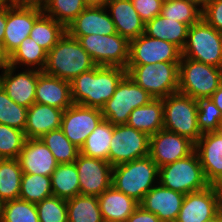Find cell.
I'll use <instances>...</instances> for the list:
<instances>
[{"label": "cell", "mask_w": 222, "mask_h": 222, "mask_svg": "<svg viewBox=\"0 0 222 222\" xmlns=\"http://www.w3.org/2000/svg\"><path fill=\"white\" fill-rule=\"evenodd\" d=\"M126 69L96 65L70 82L73 104L101 109L113 96Z\"/></svg>", "instance_id": "obj_1"}, {"label": "cell", "mask_w": 222, "mask_h": 222, "mask_svg": "<svg viewBox=\"0 0 222 222\" xmlns=\"http://www.w3.org/2000/svg\"><path fill=\"white\" fill-rule=\"evenodd\" d=\"M95 66L96 64L78 40L65 32L57 44L47 52L46 64L42 72L71 82L76 76Z\"/></svg>", "instance_id": "obj_2"}, {"label": "cell", "mask_w": 222, "mask_h": 222, "mask_svg": "<svg viewBox=\"0 0 222 222\" xmlns=\"http://www.w3.org/2000/svg\"><path fill=\"white\" fill-rule=\"evenodd\" d=\"M158 176L159 167L146 156L113 166L111 185L140 203L155 183L158 184Z\"/></svg>", "instance_id": "obj_3"}, {"label": "cell", "mask_w": 222, "mask_h": 222, "mask_svg": "<svg viewBox=\"0 0 222 222\" xmlns=\"http://www.w3.org/2000/svg\"><path fill=\"white\" fill-rule=\"evenodd\" d=\"M179 63L127 65L126 74L154 99H163L178 92Z\"/></svg>", "instance_id": "obj_4"}, {"label": "cell", "mask_w": 222, "mask_h": 222, "mask_svg": "<svg viewBox=\"0 0 222 222\" xmlns=\"http://www.w3.org/2000/svg\"><path fill=\"white\" fill-rule=\"evenodd\" d=\"M222 83V68L182 57L179 63L178 92L193 99L210 98Z\"/></svg>", "instance_id": "obj_5"}, {"label": "cell", "mask_w": 222, "mask_h": 222, "mask_svg": "<svg viewBox=\"0 0 222 222\" xmlns=\"http://www.w3.org/2000/svg\"><path fill=\"white\" fill-rule=\"evenodd\" d=\"M158 183L182 194L206 189L207 182L196 151L189 156L159 168Z\"/></svg>", "instance_id": "obj_6"}, {"label": "cell", "mask_w": 222, "mask_h": 222, "mask_svg": "<svg viewBox=\"0 0 222 222\" xmlns=\"http://www.w3.org/2000/svg\"><path fill=\"white\" fill-rule=\"evenodd\" d=\"M163 129L196 143L202 136L197 125V100L176 92L163 98Z\"/></svg>", "instance_id": "obj_7"}, {"label": "cell", "mask_w": 222, "mask_h": 222, "mask_svg": "<svg viewBox=\"0 0 222 222\" xmlns=\"http://www.w3.org/2000/svg\"><path fill=\"white\" fill-rule=\"evenodd\" d=\"M182 57L222 68V33L201 19L188 28Z\"/></svg>", "instance_id": "obj_8"}, {"label": "cell", "mask_w": 222, "mask_h": 222, "mask_svg": "<svg viewBox=\"0 0 222 222\" xmlns=\"http://www.w3.org/2000/svg\"><path fill=\"white\" fill-rule=\"evenodd\" d=\"M152 99L147 91L126 74L118 83L113 96L101 108L103 119L113 125L127 124L130 113Z\"/></svg>", "instance_id": "obj_9"}, {"label": "cell", "mask_w": 222, "mask_h": 222, "mask_svg": "<svg viewBox=\"0 0 222 222\" xmlns=\"http://www.w3.org/2000/svg\"><path fill=\"white\" fill-rule=\"evenodd\" d=\"M71 37L78 40L96 65L126 69L129 62L130 42L118 33Z\"/></svg>", "instance_id": "obj_10"}, {"label": "cell", "mask_w": 222, "mask_h": 222, "mask_svg": "<svg viewBox=\"0 0 222 222\" xmlns=\"http://www.w3.org/2000/svg\"><path fill=\"white\" fill-rule=\"evenodd\" d=\"M149 138L128 124L113 125L109 163L116 166L149 156Z\"/></svg>", "instance_id": "obj_11"}, {"label": "cell", "mask_w": 222, "mask_h": 222, "mask_svg": "<svg viewBox=\"0 0 222 222\" xmlns=\"http://www.w3.org/2000/svg\"><path fill=\"white\" fill-rule=\"evenodd\" d=\"M43 13L40 6L20 5L10 0L7 3V17L3 50L9 57L30 35L35 20Z\"/></svg>", "instance_id": "obj_12"}, {"label": "cell", "mask_w": 222, "mask_h": 222, "mask_svg": "<svg viewBox=\"0 0 222 222\" xmlns=\"http://www.w3.org/2000/svg\"><path fill=\"white\" fill-rule=\"evenodd\" d=\"M182 50L171 42L147 36L145 33L130 41L128 65L180 62Z\"/></svg>", "instance_id": "obj_13"}, {"label": "cell", "mask_w": 222, "mask_h": 222, "mask_svg": "<svg viewBox=\"0 0 222 222\" xmlns=\"http://www.w3.org/2000/svg\"><path fill=\"white\" fill-rule=\"evenodd\" d=\"M102 120L101 109L72 104L63 112L61 129L68 140L80 149Z\"/></svg>", "instance_id": "obj_14"}, {"label": "cell", "mask_w": 222, "mask_h": 222, "mask_svg": "<svg viewBox=\"0 0 222 222\" xmlns=\"http://www.w3.org/2000/svg\"><path fill=\"white\" fill-rule=\"evenodd\" d=\"M74 163L78 171L80 195L98 197L111 186L113 166L108 161L79 153Z\"/></svg>", "instance_id": "obj_15"}, {"label": "cell", "mask_w": 222, "mask_h": 222, "mask_svg": "<svg viewBox=\"0 0 222 222\" xmlns=\"http://www.w3.org/2000/svg\"><path fill=\"white\" fill-rule=\"evenodd\" d=\"M194 151L193 141L164 129L149 138V156L159 168L185 158Z\"/></svg>", "instance_id": "obj_16"}, {"label": "cell", "mask_w": 222, "mask_h": 222, "mask_svg": "<svg viewBox=\"0 0 222 222\" xmlns=\"http://www.w3.org/2000/svg\"><path fill=\"white\" fill-rule=\"evenodd\" d=\"M221 211V198L212 185L185 195L175 222H204Z\"/></svg>", "instance_id": "obj_17"}, {"label": "cell", "mask_w": 222, "mask_h": 222, "mask_svg": "<svg viewBox=\"0 0 222 222\" xmlns=\"http://www.w3.org/2000/svg\"><path fill=\"white\" fill-rule=\"evenodd\" d=\"M15 71L16 67L8 65L0 75V85L14 102L29 108L35 103L38 76L42 71L26 68L14 74Z\"/></svg>", "instance_id": "obj_18"}, {"label": "cell", "mask_w": 222, "mask_h": 222, "mask_svg": "<svg viewBox=\"0 0 222 222\" xmlns=\"http://www.w3.org/2000/svg\"><path fill=\"white\" fill-rule=\"evenodd\" d=\"M184 197L185 194L165 188L158 183L145 194L139 205L155 214L162 222H175Z\"/></svg>", "instance_id": "obj_19"}, {"label": "cell", "mask_w": 222, "mask_h": 222, "mask_svg": "<svg viewBox=\"0 0 222 222\" xmlns=\"http://www.w3.org/2000/svg\"><path fill=\"white\" fill-rule=\"evenodd\" d=\"M17 160L23 173L45 176H51L58 165L54 155L40 138L26 139Z\"/></svg>", "instance_id": "obj_20"}, {"label": "cell", "mask_w": 222, "mask_h": 222, "mask_svg": "<svg viewBox=\"0 0 222 222\" xmlns=\"http://www.w3.org/2000/svg\"><path fill=\"white\" fill-rule=\"evenodd\" d=\"M106 7H86L67 27L70 36L116 34L115 24Z\"/></svg>", "instance_id": "obj_21"}, {"label": "cell", "mask_w": 222, "mask_h": 222, "mask_svg": "<svg viewBox=\"0 0 222 222\" xmlns=\"http://www.w3.org/2000/svg\"><path fill=\"white\" fill-rule=\"evenodd\" d=\"M207 182L212 185L222 175V129L202 134L195 143Z\"/></svg>", "instance_id": "obj_22"}, {"label": "cell", "mask_w": 222, "mask_h": 222, "mask_svg": "<svg viewBox=\"0 0 222 222\" xmlns=\"http://www.w3.org/2000/svg\"><path fill=\"white\" fill-rule=\"evenodd\" d=\"M106 8L110 11L116 32L129 42L145 32V23L131 0H109Z\"/></svg>", "instance_id": "obj_23"}, {"label": "cell", "mask_w": 222, "mask_h": 222, "mask_svg": "<svg viewBox=\"0 0 222 222\" xmlns=\"http://www.w3.org/2000/svg\"><path fill=\"white\" fill-rule=\"evenodd\" d=\"M35 102L62 110L73 104L70 82L42 72L38 76Z\"/></svg>", "instance_id": "obj_24"}, {"label": "cell", "mask_w": 222, "mask_h": 222, "mask_svg": "<svg viewBox=\"0 0 222 222\" xmlns=\"http://www.w3.org/2000/svg\"><path fill=\"white\" fill-rule=\"evenodd\" d=\"M64 110L49 105L33 103L27 111L25 136L27 139H38L44 134L61 128Z\"/></svg>", "instance_id": "obj_25"}, {"label": "cell", "mask_w": 222, "mask_h": 222, "mask_svg": "<svg viewBox=\"0 0 222 222\" xmlns=\"http://www.w3.org/2000/svg\"><path fill=\"white\" fill-rule=\"evenodd\" d=\"M98 202L104 222L127 221V218L139 206L137 201L112 185L98 196Z\"/></svg>", "instance_id": "obj_26"}, {"label": "cell", "mask_w": 222, "mask_h": 222, "mask_svg": "<svg viewBox=\"0 0 222 222\" xmlns=\"http://www.w3.org/2000/svg\"><path fill=\"white\" fill-rule=\"evenodd\" d=\"M163 99H152L148 104L135 108L128 120V125L149 137L163 129Z\"/></svg>", "instance_id": "obj_27"}, {"label": "cell", "mask_w": 222, "mask_h": 222, "mask_svg": "<svg viewBox=\"0 0 222 222\" xmlns=\"http://www.w3.org/2000/svg\"><path fill=\"white\" fill-rule=\"evenodd\" d=\"M188 26L184 23L157 15L145 24V34L149 37L171 42L181 50L187 40Z\"/></svg>", "instance_id": "obj_28"}, {"label": "cell", "mask_w": 222, "mask_h": 222, "mask_svg": "<svg viewBox=\"0 0 222 222\" xmlns=\"http://www.w3.org/2000/svg\"><path fill=\"white\" fill-rule=\"evenodd\" d=\"M50 178L53 196L69 200L80 195L78 171L74 162L58 164Z\"/></svg>", "instance_id": "obj_29"}, {"label": "cell", "mask_w": 222, "mask_h": 222, "mask_svg": "<svg viewBox=\"0 0 222 222\" xmlns=\"http://www.w3.org/2000/svg\"><path fill=\"white\" fill-rule=\"evenodd\" d=\"M113 136V124L102 120L94 131L89 134L80 153L87 157H93L109 162L110 143Z\"/></svg>", "instance_id": "obj_30"}, {"label": "cell", "mask_w": 222, "mask_h": 222, "mask_svg": "<svg viewBox=\"0 0 222 222\" xmlns=\"http://www.w3.org/2000/svg\"><path fill=\"white\" fill-rule=\"evenodd\" d=\"M66 28L44 12L35 20L30 39L49 52L65 34Z\"/></svg>", "instance_id": "obj_31"}, {"label": "cell", "mask_w": 222, "mask_h": 222, "mask_svg": "<svg viewBox=\"0 0 222 222\" xmlns=\"http://www.w3.org/2000/svg\"><path fill=\"white\" fill-rule=\"evenodd\" d=\"M23 171L17 159H0V200L19 199Z\"/></svg>", "instance_id": "obj_32"}, {"label": "cell", "mask_w": 222, "mask_h": 222, "mask_svg": "<svg viewBox=\"0 0 222 222\" xmlns=\"http://www.w3.org/2000/svg\"><path fill=\"white\" fill-rule=\"evenodd\" d=\"M66 202L68 222H104L98 197L77 195Z\"/></svg>", "instance_id": "obj_33"}, {"label": "cell", "mask_w": 222, "mask_h": 222, "mask_svg": "<svg viewBox=\"0 0 222 222\" xmlns=\"http://www.w3.org/2000/svg\"><path fill=\"white\" fill-rule=\"evenodd\" d=\"M47 58V51L39 46L33 39L27 37L19 47L9 56V65L26 66L28 69L43 71ZM30 66V67H29Z\"/></svg>", "instance_id": "obj_34"}, {"label": "cell", "mask_w": 222, "mask_h": 222, "mask_svg": "<svg viewBox=\"0 0 222 222\" xmlns=\"http://www.w3.org/2000/svg\"><path fill=\"white\" fill-rule=\"evenodd\" d=\"M54 155L58 164L73 163L80 149L72 144L61 128L52 130L40 138Z\"/></svg>", "instance_id": "obj_35"}, {"label": "cell", "mask_w": 222, "mask_h": 222, "mask_svg": "<svg viewBox=\"0 0 222 222\" xmlns=\"http://www.w3.org/2000/svg\"><path fill=\"white\" fill-rule=\"evenodd\" d=\"M53 196L50 176L23 173L19 199L37 204Z\"/></svg>", "instance_id": "obj_36"}, {"label": "cell", "mask_w": 222, "mask_h": 222, "mask_svg": "<svg viewBox=\"0 0 222 222\" xmlns=\"http://www.w3.org/2000/svg\"><path fill=\"white\" fill-rule=\"evenodd\" d=\"M160 15L190 27L202 19V8L190 0H168L162 4Z\"/></svg>", "instance_id": "obj_37"}, {"label": "cell", "mask_w": 222, "mask_h": 222, "mask_svg": "<svg viewBox=\"0 0 222 222\" xmlns=\"http://www.w3.org/2000/svg\"><path fill=\"white\" fill-rule=\"evenodd\" d=\"M86 7L83 0H48L42 9L66 28Z\"/></svg>", "instance_id": "obj_38"}, {"label": "cell", "mask_w": 222, "mask_h": 222, "mask_svg": "<svg viewBox=\"0 0 222 222\" xmlns=\"http://www.w3.org/2000/svg\"><path fill=\"white\" fill-rule=\"evenodd\" d=\"M0 222H39L35 204L15 199L2 205Z\"/></svg>", "instance_id": "obj_39"}, {"label": "cell", "mask_w": 222, "mask_h": 222, "mask_svg": "<svg viewBox=\"0 0 222 222\" xmlns=\"http://www.w3.org/2000/svg\"><path fill=\"white\" fill-rule=\"evenodd\" d=\"M28 108L8 97L0 85V124L25 130Z\"/></svg>", "instance_id": "obj_40"}, {"label": "cell", "mask_w": 222, "mask_h": 222, "mask_svg": "<svg viewBox=\"0 0 222 222\" xmlns=\"http://www.w3.org/2000/svg\"><path fill=\"white\" fill-rule=\"evenodd\" d=\"M197 105V125L201 134L220 131L222 129V112L212 99H198Z\"/></svg>", "instance_id": "obj_41"}, {"label": "cell", "mask_w": 222, "mask_h": 222, "mask_svg": "<svg viewBox=\"0 0 222 222\" xmlns=\"http://www.w3.org/2000/svg\"><path fill=\"white\" fill-rule=\"evenodd\" d=\"M26 139L24 131L0 124V159H17Z\"/></svg>", "instance_id": "obj_42"}, {"label": "cell", "mask_w": 222, "mask_h": 222, "mask_svg": "<svg viewBox=\"0 0 222 222\" xmlns=\"http://www.w3.org/2000/svg\"><path fill=\"white\" fill-rule=\"evenodd\" d=\"M39 222H68L67 202L56 196L43 199L35 204Z\"/></svg>", "instance_id": "obj_43"}, {"label": "cell", "mask_w": 222, "mask_h": 222, "mask_svg": "<svg viewBox=\"0 0 222 222\" xmlns=\"http://www.w3.org/2000/svg\"><path fill=\"white\" fill-rule=\"evenodd\" d=\"M141 20L146 24L160 15L162 2L159 0H131Z\"/></svg>", "instance_id": "obj_44"}, {"label": "cell", "mask_w": 222, "mask_h": 222, "mask_svg": "<svg viewBox=\"0 0 222 222\" xmlns=\"http://www.w3.org/2000/svg\"><path fill=\"white\" fill-rule=\"evenodd\" d=\"M202 19L222 33V0H213L202 9Z\"/></svg>", "instance_id": "obj_45"}, {"label": "cell", "mask_w": 222, "mask_h": 222, "mask_svg": "<svg viewBox=\"0 0 222 222\" xmlns=\"http://www.w3.org/2000/svg\"><path fill=\"white\" fill-rule=\"evenodd\" d=\"M127 222H162L155 214L144 210L140 205L127 218Z\"/></svg>", "instance_id": "obj_46"}, {"label": "cell", "mask_w": 222, "mask_h": 222, "mask_svg": "<svg viewBox=\"0 0 222 222\" xmlns=\"http://www.w3.org/2000/svg\"><path fill=\"white\" fill-rule=\"evenodd\" d=\"M7 17V4L0 9V46H3Z\"/></svg>", "instance_id": "obj_47"}, {"label": "cell", "mask_w": 222, "mask_h": 222, "mask_svg": "<svg viewBox=\"0 0 222 222\" xmlns=\"http://www.w3.org/2000/svg\"><path fill=\"white\" fill-rule=\"evenodd\" d=\"M210 98L222 112V83L220 84L219 88L212 94Z\"/></svg>", "instance_id": "obj_48"}, {"label": "cell", "mask_w": 222, "mask_h": 222, "mask_svg": "<svg viewBox=\"0 0 222 222\" xmlns=\"http://www.w3.org/2000/svg\"><path fill=\"white\" fill-rule=\"evenodd\" d=\"M20 5L40 6L43 7L48 0H13Z\"/></svg>", "instance_id": "obj_49"}, {"label": "cell", "mask_w": 222, "mask_h": 222, "mask_svg": "<svg viewBox=\"0 0 222 222\" xmlns=\"http://www.w3.org/2000/svg\"><path fill=\"white\" fill-rule=\"evenodd\" d=\"M87 7H106L109 0H83Z\"/></svg>", "instance_id": "obj_50"}, {"label": "cell", "mask_w": 222, "mask_h": 222, "mask_svg": "<svg viewBox=\"0 0 222 222\" xmlns=\"http://www.w3.org/2000/svg\"><path fill=\"white\" fill-rule=\"evenodd\" d=\"M9 65V57L5 54L3 47L0 46V70L2 72L8 67Z\"/></svg>", "instance_id": "obj_51"}, {"label": "cell", "mask_w": 222, "mask_h": 222, "mask_svg": "<svg viewBox=\"0 0 222 222\" xmlns=\"http://www.w3.org/2000/svg\"><path fill=\"white\" fill-rule=\"evenodd\" d=\"M214 190L219 194L220 198H222V175L212 184Z\"/></svg>", "instance_id": "obj_52"}, {"label": "cell", "mask_w": 222, "mask_h": 222, "mask_svg": "<svg viewBox=\"0 0 222 222\" xmlns=\"http://www.w3.org/2000/svg\"><path fill=\"white\" fill-rule=\"evenodd\" d=\"M197 4L200 8H204L208 3H210L213 0H190Z\"/></svg>", "instance_id": "obj_53"}, {"label": "cell", "mask_w": 222, "mask_h": 222, "mask_svg": "<svg viewBox=\"0 0 222 222\" xmlns=\"http://www.w3.org/2000/svg\"><path fill=\"white\" fill-rule=\"evenodd\" d=\"M204 222H222V211H220L215 217L205 220Z\"/></svg>", "instance_id": "obj_54"}, {"label": "cell", "mask_w": 222, "mask_h": 222, "mask_svg": "<svg viewBox=\"0 0 222 222\" xmlns=\"http://www.w3.org/2000/svg\"><path fill=\"white\" fill-rule=\"evenodd\" d=\"M10 0H0V9L4 7Z\"/></svg>", "instance_id": "obj_55"}, {"label": "cell", "mask_w": 222, "mask_h": 222, "mask_svg": "<svg viewBox=\"0 0 222 222\" xmlns=\"http://www.w3.org/2000/svg\"><path fill=\"white\" fill-rule=\"evenodd\" d=\"M2 205H3V202L0 200V216H1V213H2Z\"/></svg>", "instance_id": "obj_56"}, {"label": "cell", "mask_w": 222, "mask_h": 222, "mask_svg": "<svg viewBox=\"0 0 222 222\" xmlns=\"http://www.w3.org/2000/svg\"><path fill=\"white\" fill-rule=\"evenodd\" d=\"M159 1H161L162 3H165V2L168 1V0H159Z\"/></svg>", "instance_id": "obj_57"}]
</instances>
